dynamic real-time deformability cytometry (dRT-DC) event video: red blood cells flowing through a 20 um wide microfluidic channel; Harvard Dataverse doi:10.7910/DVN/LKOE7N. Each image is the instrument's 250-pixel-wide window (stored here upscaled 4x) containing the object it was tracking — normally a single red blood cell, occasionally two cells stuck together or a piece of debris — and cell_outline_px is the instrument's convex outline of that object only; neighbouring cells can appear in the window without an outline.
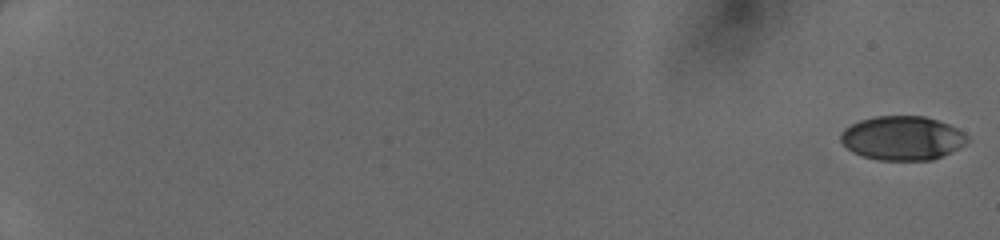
{"species": "human", "species_latin": "Homo sapiens", "temperature_condition": "cold", "stored_images_in_passage": 50, "camera_frame_rate_fps": 3000, "um_per_image_px": 0.085, "donor": {"sex": "female"}, "frame": {"image": 1, "passage_image": 1, "time_ms": 0.0, "image_size_px": [1000, 240], "cell_outline_px": [[968, 140], [964, 144], [932, 160], [880, 160], [864, 156], [852, 152], [840, 140], [840, 136], [844, 128], [860, 120], [876, 116], [924, 116], [948, 124], [964, 132], [968, 136]], "centroid_in_image_um": [76.67, 11.73], "position_along_channel_um": 8.3, "area_um2": 32.14}}
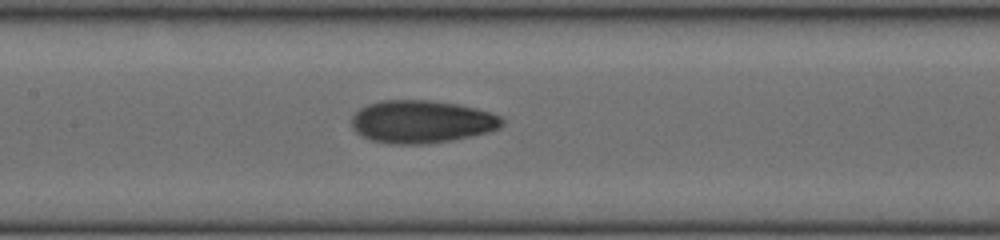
{"frame": {"image": 2, "passage_image": 28, "time_ms": 9.0, "image_size_px": [1000, 240], "cell_outline_px": [[504, 124], [500, 128], [488, 132], [472, 136], [452, 140], [428, 144], [392, 144], [372, 140], [356, 132], [352, 128], [352, 116], [360, 108], [368, 104], [380, 100], [428, 100], [456, 104], [476, 108], [492, 112], [500, 116], [504, 120]], "centroid_in_image_um": [35.86, 10.34], "position_along_channel_um": 171.5, "area_um2": 37.63}}
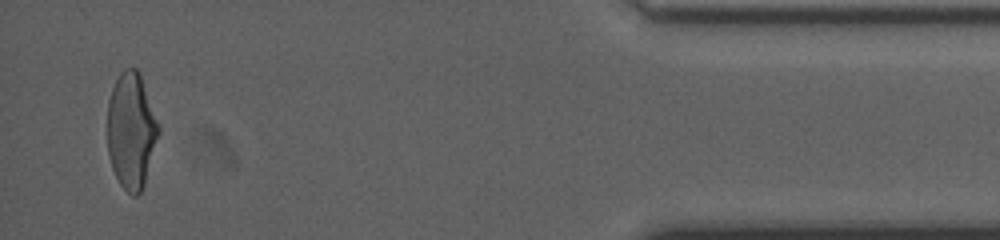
{"frame": {"image": 3, "passage_image": 49, "time_ms": 16.0, "image_size_px": [1000, 240], "cell_outline_px": [[160, 132], [144, 184], [140, 192], [136, 196], [132, 196], [120, 184], [112, 168], [108, 156], [108, 100], [112, 88], [120, 72], [124, 68], [136, 68], [140, 72], [160, 128]], "centroid_in_image_um": [11.16, 11.09], "position_along_channel_um": 424.0, "area_um2": 34.56}}